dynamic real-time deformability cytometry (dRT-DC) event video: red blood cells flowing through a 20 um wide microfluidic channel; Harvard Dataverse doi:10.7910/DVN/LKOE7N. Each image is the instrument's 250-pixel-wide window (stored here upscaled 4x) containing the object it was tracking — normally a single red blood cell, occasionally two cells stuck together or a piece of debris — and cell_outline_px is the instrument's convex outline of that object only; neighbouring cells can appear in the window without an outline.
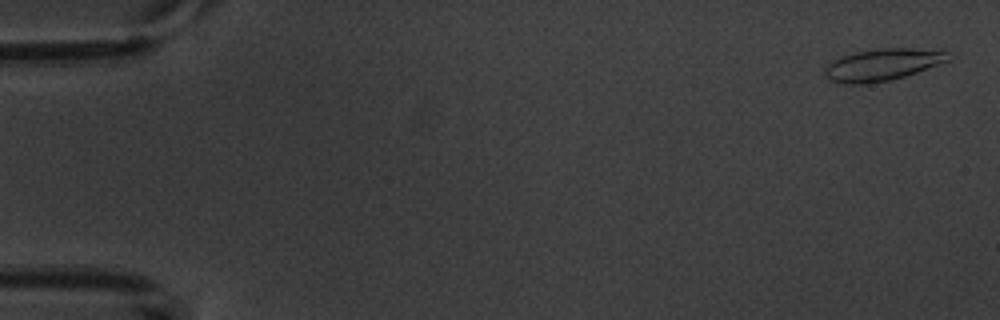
{"species": "common noctule bat (a hibernating species)", "species_latin": "Nyctalus noctula", "temperature_condition": "warm", "stored_images_in_passage": 6, "camera_frame_rate_fps": 3000, "um_per_image_px": 0.085, "animal": {"sex": "male", "body_mass_g": 20.1, "forearm_length_mm": 53.5}, "frame": {"image": 1, "passage_image": 1, "time_ms": 0.0, "image_size_px": [1000, 320], "cell_outline_px": [[948, 60], [916, 72], [904, 76], [888, 80], [860, 84], [848, 84], [832, 80], [824, 72], [824, 68], [828, 64], [844, 56], [856, 52], [880, 48], [912, 48], [944, 52]], "centroid_in_image_um": [74.95, 5.5], "position_along_channel_um": 10.1, "area_um2": 21.96}}